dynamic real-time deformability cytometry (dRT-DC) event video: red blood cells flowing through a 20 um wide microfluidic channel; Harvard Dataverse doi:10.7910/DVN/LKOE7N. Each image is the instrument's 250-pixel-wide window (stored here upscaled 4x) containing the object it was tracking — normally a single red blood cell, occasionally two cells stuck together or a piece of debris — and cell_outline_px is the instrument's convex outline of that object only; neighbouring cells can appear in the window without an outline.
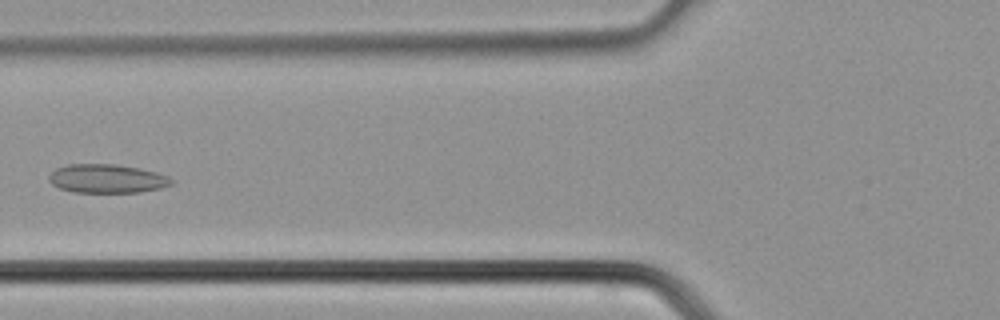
{"species": "common noctule bat (a hibernating species)", "species_latin": "Nyctalus noctula", "temperature_condition": "cold", "stored_images_in_passage": 15, "segment_of_instrument_passage": [1, 2], "camera_frame_rate_fps": 3000, "um_per_image_px": 0.085, "animal": {"sex": "male", "body_mass_g": 21.5, "forearm_length_mm": 52.0}, "frame": {"image": 1, "passage_image": 11, "time_ms": 3.333, "image_size_px": [1000, 320], "cell_outline_px": [[172, 184], [160, 188], [140, 192], [72, 192], [60, 188], [52, 184], [48, 180], [48, 176], [56, 168], [68, 164], [116, 164], [140, 168], [156, 172], [168, 176], [172, 180]], "centroid_in_image_um": [9.08, 15.18], "position_along_channel_um": 116.7, "area_um2": 20.52}}
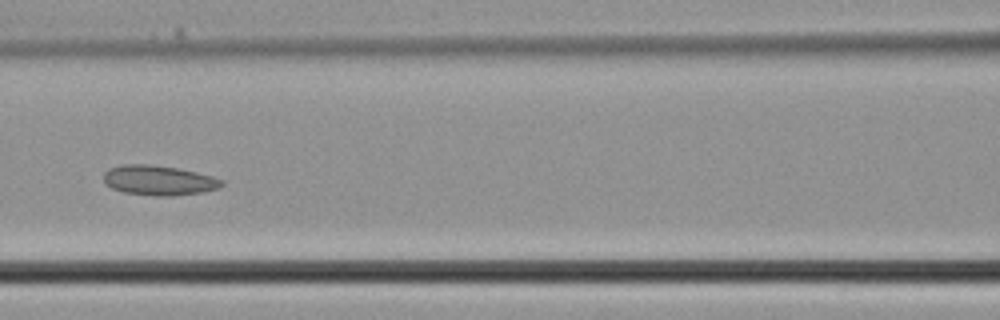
{"frame": {"image": 2, "passage_image": 13, "time_ms": 4.0, "image_size_px": [1000, 320], "cell_outline_px": [[224, 184], [220, 188], [200, 192], [172, 196], [156, 196], [124, 192], [112, 188], [104, 184], [104, 172], [108, 168], [120, 164], [148, 164], [180, 168], [212, 176], [224, 180]], "centroid_in_image_um": [13.48, 15.32], "position_along_channel_um": 153.1, "area_um2": 20.75}}